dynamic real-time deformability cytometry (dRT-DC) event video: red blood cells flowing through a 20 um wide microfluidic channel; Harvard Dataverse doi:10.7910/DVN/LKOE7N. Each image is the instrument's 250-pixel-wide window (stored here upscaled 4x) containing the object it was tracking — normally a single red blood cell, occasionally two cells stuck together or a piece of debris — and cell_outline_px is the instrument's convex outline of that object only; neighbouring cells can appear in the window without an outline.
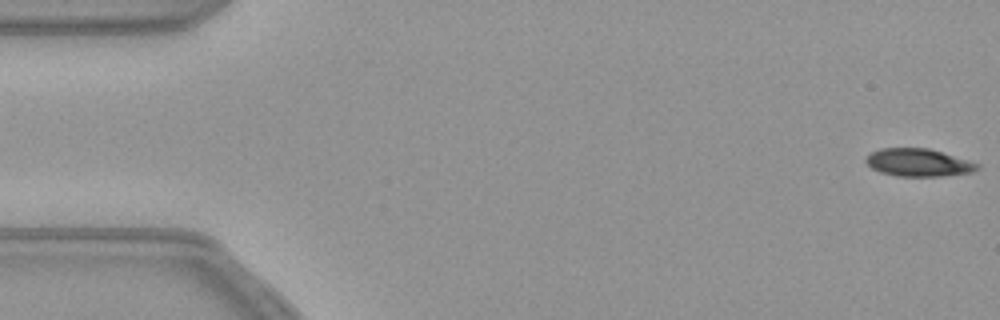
{"species": "common noctule bat (a hibernating species)", "species_latin": "Nyctalus noctula", "temperature_condition": "warm", "stored_images_in_passage": 55, "camera_frame_rate_fps": 3000, "um_per_image_px": 0.085, "animal": {"sex": "female", "body_mass_g": 21.9}, "frame": {"image": 1, "passage_image": 1, "time_ms": 0.0, "image_size_px": [1000, 320], "cell_outline_px": [[980, 168], [972, 172], [940, 176], [896, 176], [880, 172], [872, 168], [864, 160], [872, 152], [880, 148], [928, 148], [980, 164]], "centroid_in_image_um": [78.05, 13.82], "position_along_channel_um": 6.9, "area_um2": 17.8}}
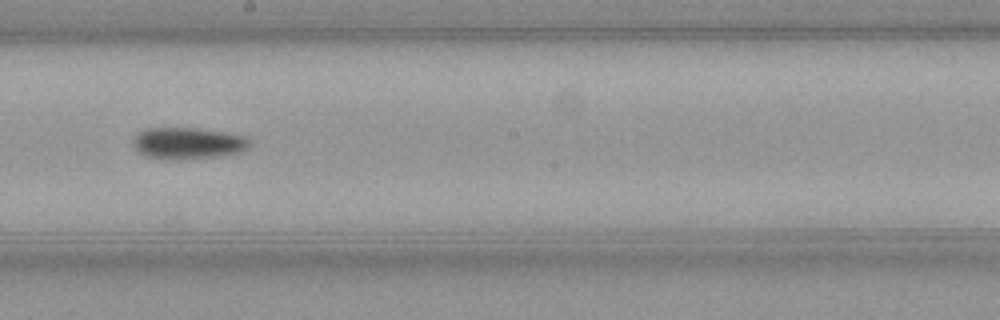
{"frame": {"image": 2, "passage_image": 30, "time_ms": 9.667, "image_size_px": [1000, 320], "cell_outline_px": [[252, 148], [244, 152], [220, 156], [164, 160], [148, 156], [140, 152], [136, 148], [132, 140], [136, 132], [144, 128], [196, 128], [224, 132], [244, 136], [252, 144]], "centroid_in_image_um": [16.0, 12.17], "position_along_channel_um": 232.2, "area_um2": 21.68}}
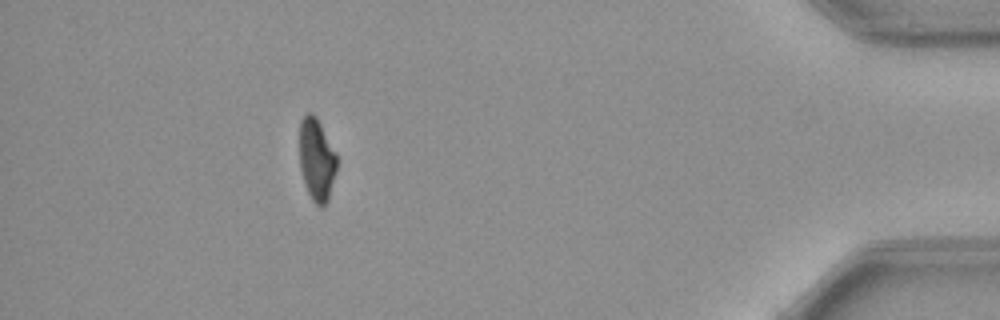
{"frame": {"image": 3, "passage_image": 49, "time_ms": 16.0, "image_size_px": [1000, 320], "cell_outline_px": [[336, 172], [328, 200], [320, 208], [312, 200], [308, 192], [300, 168], [300, 120], [308, 112], [312, 112], [316, 116], [336, 152]], "centroid_in_image_um": [26.92, 13.55], "position_along_channel_um": 408.3, "area_um2": 17.8}}